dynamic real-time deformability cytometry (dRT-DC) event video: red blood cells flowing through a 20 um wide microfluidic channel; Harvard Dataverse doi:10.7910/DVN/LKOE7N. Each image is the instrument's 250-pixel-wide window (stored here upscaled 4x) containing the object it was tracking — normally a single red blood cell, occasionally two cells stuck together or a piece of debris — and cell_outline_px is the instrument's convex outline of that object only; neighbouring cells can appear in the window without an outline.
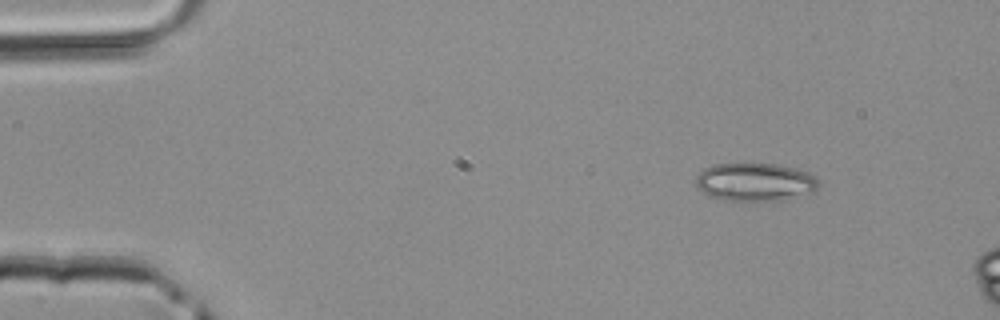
{"species": "common noctule bat (a hibernating species)", "species_latin": "Nyctalus noctula", "temperature_condition": "room temperature", "stored_images_in_passage": 2, "camera_frame_rate_fps": 3000, "um_per_image_px": 0.085, "animal": {"sex": "male", "body_mass_g": 20.4}, "frame": {"image": 1, "passage_image": 1, "time_ms": 0.0, "image_size_px": [1000, 320], "cell_outline_px": [[820, 184], [812, 192], [788, 200], [752, 204], [724, 200], [708, 196], [700, 192], [696, 188], [696, 176], [704, 168], [716, 164], [744, 160], [776, 164], [808, 172], [816, 176]], "centroid_in_image_um": [64.14, 15.48], "position_along_channel_um": 20.9, "area_um2": 29.19}}